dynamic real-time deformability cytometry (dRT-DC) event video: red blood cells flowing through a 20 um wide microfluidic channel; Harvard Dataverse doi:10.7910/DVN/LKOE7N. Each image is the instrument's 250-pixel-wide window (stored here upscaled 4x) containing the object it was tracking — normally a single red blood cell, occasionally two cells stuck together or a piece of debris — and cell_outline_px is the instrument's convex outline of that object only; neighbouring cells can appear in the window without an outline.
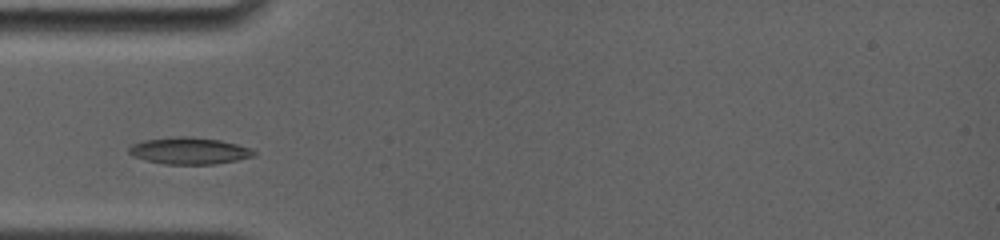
{"species": "common noctule bat (a hibernating species)", "species_latin": "Nyctalus noctula", "temperature_condition": "room temperature", "stored_images_in_passage": 16, "camera_frame_rate_fps": 4000, "um_per_image_px": 0.085, "animal": {"sex": "female", "body_mass_g": 19.0, "forearm_length_mm": 56.7}, "frame": {"image": 1, "passage_image": 1, "time_ms": 0.0, "image_size_px": [1000, 240], "cell_outline_px": [[256, 156], [236, 160], [212, 164], [164, 164], [132, 156], [128, 152], [128, 148], [132, 144], [148, 140], [176, 136], [192, 136], [220, 140], [236, 144], [248, 148], [256, 152]], "centroid_in_image_um": [16.08, 12.81], "position_along_channel_um": 68.9, "area_um2": 19.31}}
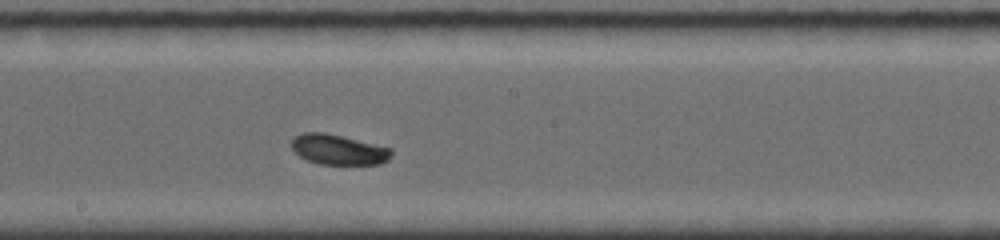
{"frame": {"image": 2, "passage_image": 7, "time_ms": 4.0, "image_size_px": [1000, 240], "cell_outline_px": [[392, 152], [388, 160], [380, 164], [320, 164], [308, 160], [292, 152], [292, 140], [296, 136], [304, 132], [324, 132], [344, 136], [392, 148]], "centroid_in_image_um": [28.77, 12.71], "position_along_channel_um": 219.4, "area_um2": 17.63}}
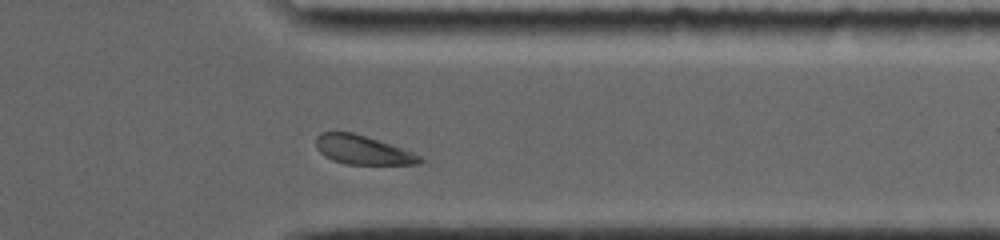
{"frame": {"image": 3, "passage_image": 14, "time_ms": 8.25, "image_size_px": [1000, 240], "cell_outline_px": [[424, 160], [420, 164], [348, 164], [332, 160], [324, 156], [316, 148], [316, 136], [320, 132], [352, 132], [412, 152], [420, 156]], "centroid_in_image_um": [30.78, 12.75], "position_along_channel_um": 380.6, "area_um2": 17.22}}